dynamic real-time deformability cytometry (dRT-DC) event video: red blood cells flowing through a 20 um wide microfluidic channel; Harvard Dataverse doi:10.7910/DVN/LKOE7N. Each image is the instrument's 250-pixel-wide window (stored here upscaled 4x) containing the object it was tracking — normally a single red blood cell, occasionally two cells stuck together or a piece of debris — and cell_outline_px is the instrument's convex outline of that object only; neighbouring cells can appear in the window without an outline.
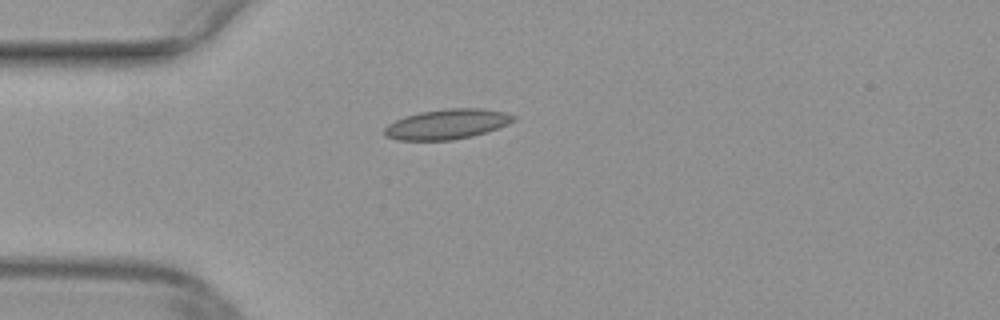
{"species": "common noctule bat (a hibernating species)", "species_latin": "Nyctalus noctula", "temperature_condition": "warm", "stored_images_in_passage": 38, "camera_frame_rate_fps": 3000, "um_per_image_px": 0.085, "animal": {"sex": "female", "body_mass_g": 29.2, "forearm_length_mm": 56.3}, "frame": {"image": 1, "passage_image": 1, "time_ms": 0.0, "image_size_px": [1000, 320], "cell_outline_px": [[516, 120], [508, 124], [472, 136], [452, 140], [396, 140], [384, 136], [384, 128], [388, 124], [404, 116], [420, 112], [444, 108], [480, 108], [504, 112], [516, 116]], "centroid_in_image_um": [37.97, 10.55], "position_along_channel_um": 47.0, "area_um2": 22.6}}
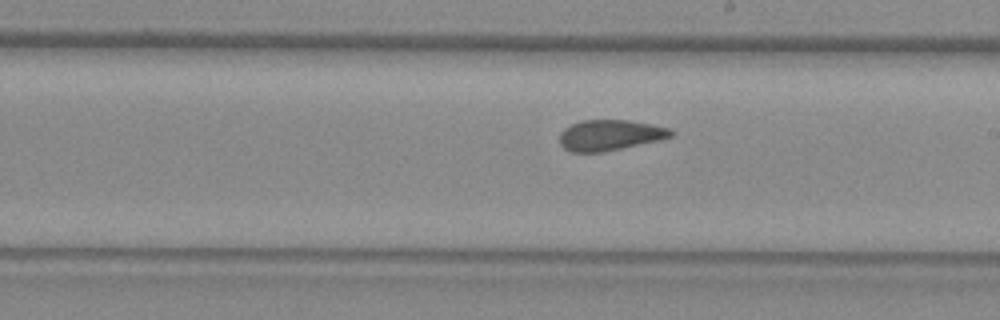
{"frame": {"image": 2, "passage_image": 16, "time_ms": 5.0, "image_size_px": [1000, 320], "cell_outline_px": [[672, 136], [656, 140], [604, 152], [572, 152], [564, 148], [560, 144], [560, 132], [564, 128], [580, 120], [628, 120], [652, 124], [672, 128]], "centroid_in_image_um": [51.81, 11.47], "position_along_channel_um": 237.2, "area_um2": 19.77}}
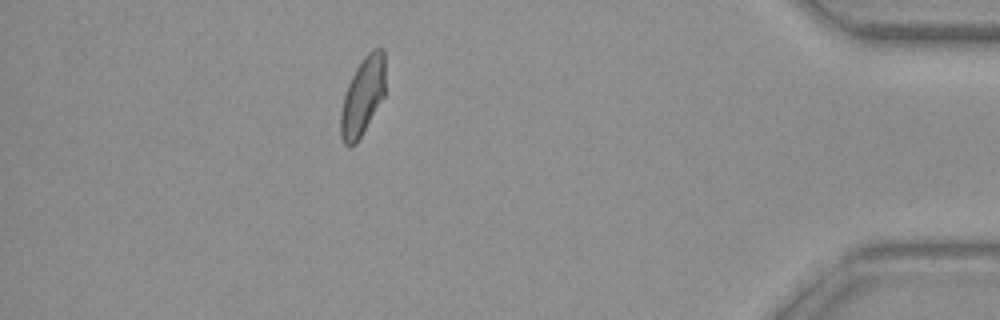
{"frame": {"image": 3, "passage_image": 32, "time_ms": 10.333, "image_size_px": [1000, 320], "cell_outline_px": [[384, 96], [356, 144], [348, 148], [344, 144], [340, 136], [340, 112], [344, 96], [348, 84], [360, 60], [372, 48], [384, 48]], "centroid_in_image_um": [30.81, 8.19], "position_along_channel_um": 404.4, "area_um2": 20.29}}